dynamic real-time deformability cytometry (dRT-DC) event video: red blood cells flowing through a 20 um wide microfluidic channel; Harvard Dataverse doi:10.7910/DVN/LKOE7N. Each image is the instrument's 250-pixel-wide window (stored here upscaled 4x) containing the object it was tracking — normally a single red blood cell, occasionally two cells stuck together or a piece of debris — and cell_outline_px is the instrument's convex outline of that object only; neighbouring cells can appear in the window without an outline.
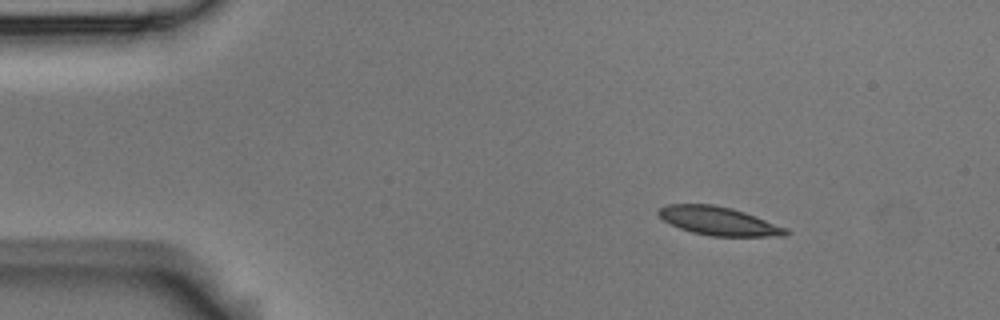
{"species": "Egyptian fruit bat (a non-hibernating species)", "species_latin": "Rousettus aegyptiacus", "temperature_condition": "room temperature", "stored_images_in_passage": 4, "camera_frame_rate_fps": 3000, "um_per_image_px": 0.085, "animal": {"sex": "male"}, "frame": {"image": 1, "passage_image": 2, "time_ms": 0.333, "image_size_px": [1000, 320], "cell_outline_px": [[792, 232], [788, 236], [712, 236], [692, 232], [680, 228], [664, 220], [656, 212], [660, 208], [668, 204], [712, 204], [732, 208], [756, 216], [788, 228]], "centroid_in_image_um": [61.15, 18.79], "position_along_channel_um": 23.9, "area_um2": 21.15}}